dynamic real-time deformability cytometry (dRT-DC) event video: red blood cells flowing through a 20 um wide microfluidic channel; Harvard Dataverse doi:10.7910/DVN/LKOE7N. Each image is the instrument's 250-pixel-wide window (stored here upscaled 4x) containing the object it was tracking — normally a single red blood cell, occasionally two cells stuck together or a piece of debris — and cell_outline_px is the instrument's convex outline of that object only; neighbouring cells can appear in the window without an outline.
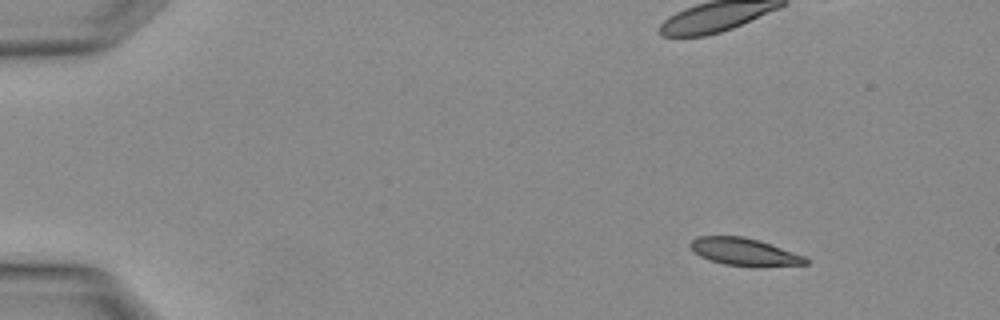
{"species": "Egyptian fruit bat (a non-hibernating species)", "species_latin": "Rousettus aegyptiacus", "temperature_condition": "warm", "stored_images_in_passage": 4, "camera_frame_rate_fps": 3000, "um_per_image_px": 0.085, "animal": {"sex": "female"}, "frame": {"image": 1, "passage_image": 1, "time_ms": 0.0, "image_size_px": [1000, 320], "cell_outline_px": [[808, 264], [756, 268], [752, 268], [724, 264], [708, 260], [692, 252], [688, 244], [696, 236], [744, 236], [760, 240], [804, 256], [808, 260]], "centroid_in_image_um": [63.24, 21.43], "position_along_channel_um": 21.8, "area_um2": 19.02}}
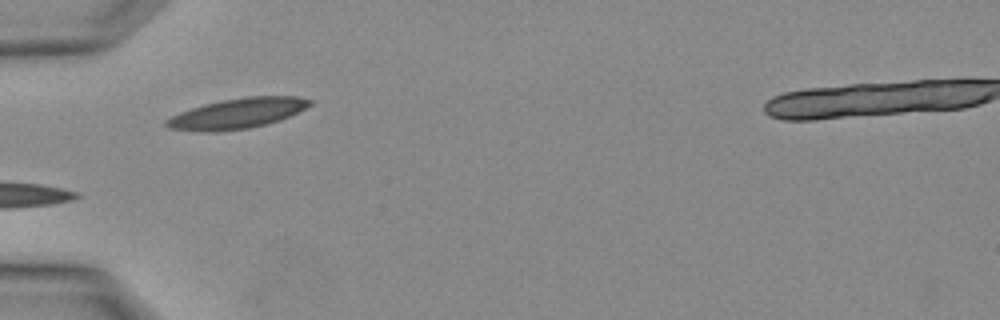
{"frame": {"image": 2, "passage_image": 4, "time_ms": 1.0, "image_size_px": [1000, 320], "cell_outline_px": [[312, 104], [280, 120], [248, 128], [216, 132], [200, 132], [168, 128], [164, 124], [164, 120], [180, 112], [204, 104], [220, 100], [244, 96], [296, 96], [312, 100]], "centroid_in_image_um": [20.12, 9.64], "position_along_channel_um": 64.9, "area_um2": 25.26}}